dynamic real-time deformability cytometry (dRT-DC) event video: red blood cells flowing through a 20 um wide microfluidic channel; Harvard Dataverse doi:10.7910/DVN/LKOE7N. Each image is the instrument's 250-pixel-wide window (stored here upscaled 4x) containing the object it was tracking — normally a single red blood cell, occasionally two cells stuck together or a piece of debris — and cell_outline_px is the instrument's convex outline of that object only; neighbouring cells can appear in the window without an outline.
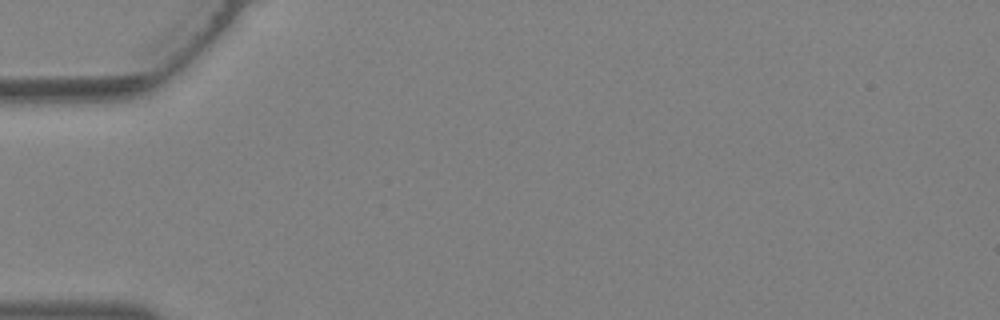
{"species": "Egyptian fruit bat (a non-hibernating species)", "species_latin": "Rousettus aegyptiacus", "temperature_condition": "warm", "stored_images_in_passage": 3, "segment_of_instrument_passage": [2, 2], "camera_frame_rate_fps": 3000, "um_per_image_px": 0.085, "animal": {"sex": "female"}, "frame": {"image": 1, "passage_image": 2, "time_ms": 0.333, "image_size_px": [1000, 320], "cell_outline_px": [[384, 296], [380, 300], [368, 292], [308, 240], [240, 176], [204, 140], [208, 128], [228, 140], [264, 164], [376, 276], [384, 292]], "centroid_in_image_um": [25.0, 17.95], "position_along_channel_um": 60.0, "area_um2": 35.66}}